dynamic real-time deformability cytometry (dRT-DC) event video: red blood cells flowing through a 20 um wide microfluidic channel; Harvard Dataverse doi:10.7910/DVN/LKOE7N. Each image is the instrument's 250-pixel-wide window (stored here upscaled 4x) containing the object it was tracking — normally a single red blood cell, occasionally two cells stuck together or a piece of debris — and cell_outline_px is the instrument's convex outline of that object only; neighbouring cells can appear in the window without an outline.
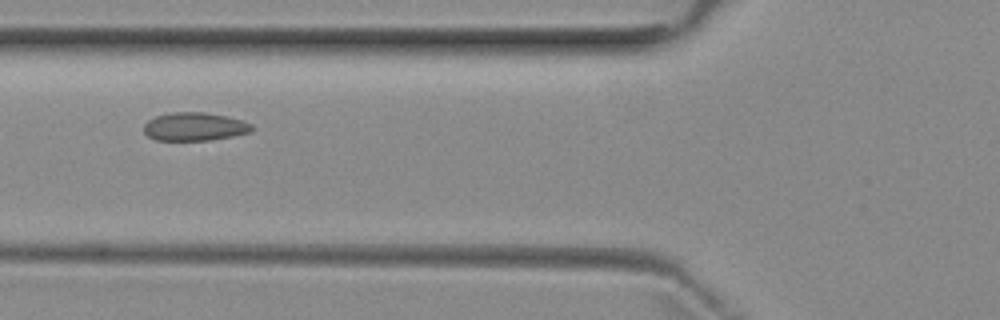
{"species": "common noctule bat (a hibernating species)", "species_latin": "Nyctalus noctula", "temperature_condition": "room temperature", "stored_images_in_passage": 5, "camera_frame_rate_fps": 3000, "um_per_image_px": 0.085, "animal": {"sex": "female", "body_mass_g": 29.2, "forearm_length_mm": 56.3}, "frame": {"image": 1, "passage_image": 2, "time_ms": 1.0, "image_size_px": [1000, 320], "cell_outline_px": [[256, 128], [252, 132], [232, 136], [208, 140], [156, 140], [148, 136], [144, 132], [144, 124], [148, 120], [156, 116], [168, 112], [204, 112], [244, 120], [252, 124]], "centroid_in_image_um": [16.56, 10.76], "position_along_channel_um": 109.2, "area_um2": 17.92}}
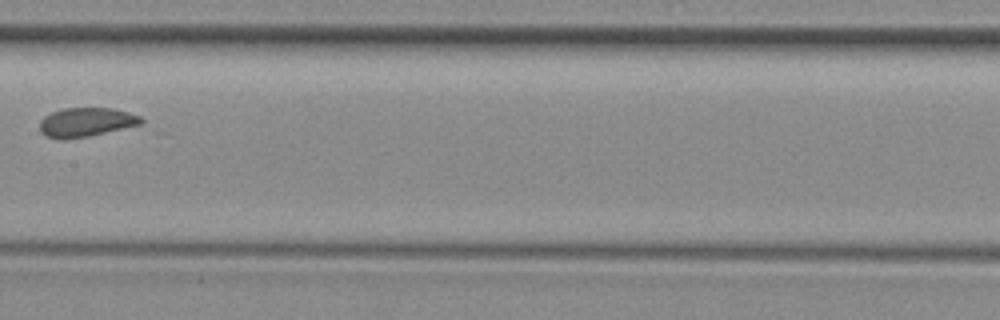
{"frame": {"image": 2, "passage_image": 4, "time_ms": 3.333, "image_size_px": [1000, 320], "cell_outline_px": [[144, 120], [140, 124], [88, 136], [64, 140], [44, 136], [40, 132], [40, 120], [44, 116], [52, 112], [64, 108], [112, 108], [128, 112], [140, 116]], "centroid_in_image_um": [7.27, 10.39], "position_along_channel_um": 200.1, "area_um2": 17.11}}
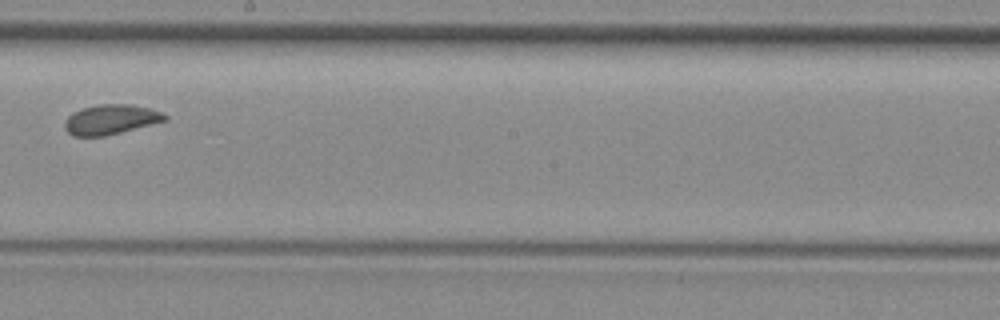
{"frame": {"image": 3, "passage_image": 5, "time_ms": 4.333, "image_size_px": [1000, 320], "cell_outline_px": [[168, 120], [104, 136], [72, 136], [64, 128], [64, 124], [68, 116], [72, 112], [84, 108], [100, 104], [132, 104], [164, 112], [168, 116]], "centroid_in_image_um": [9.43, 10.15], "position_along_channel_um": 238.8, "area_um2": 17.4}}